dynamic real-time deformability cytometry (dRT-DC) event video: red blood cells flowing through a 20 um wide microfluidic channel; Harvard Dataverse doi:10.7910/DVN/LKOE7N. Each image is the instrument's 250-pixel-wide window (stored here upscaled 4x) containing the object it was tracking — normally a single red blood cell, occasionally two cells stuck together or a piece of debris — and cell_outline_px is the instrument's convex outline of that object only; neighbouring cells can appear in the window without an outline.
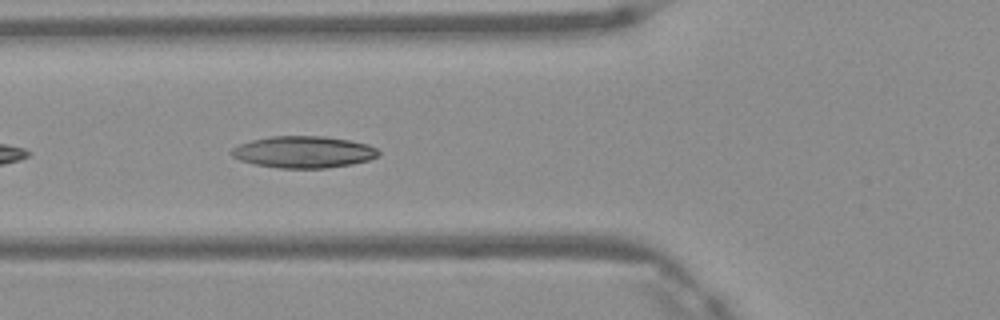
{"species": "Egyptian fruit bat (a non-hibernating species)", "species_latin": "Rousettus aegyptiacus", "temperature_condition": "warm", "stored_images_in_passage": 5, "camera_frame_rate_fps": 3000, "um_per_image_px": 0.085, "frame": {"image": 1, "passage_image": 5, "time_ms": 1.333, "image_size_px": [1000, 320], "cell_outline_px": [[380, 152], [376, 156], [368, 160], [352, 164], [324, 168], [276, 168], [256, 164], [240, 160], [232, 156], [232, 148], [240, 144], [252, 140], [272, 136], [324, 136], [348, 140], [368, 144], [376, 148]], "centroid_in_image_um": [25.8, 12.92], "position_along_channel_um": 100.0, "area_um2": 26.99}}